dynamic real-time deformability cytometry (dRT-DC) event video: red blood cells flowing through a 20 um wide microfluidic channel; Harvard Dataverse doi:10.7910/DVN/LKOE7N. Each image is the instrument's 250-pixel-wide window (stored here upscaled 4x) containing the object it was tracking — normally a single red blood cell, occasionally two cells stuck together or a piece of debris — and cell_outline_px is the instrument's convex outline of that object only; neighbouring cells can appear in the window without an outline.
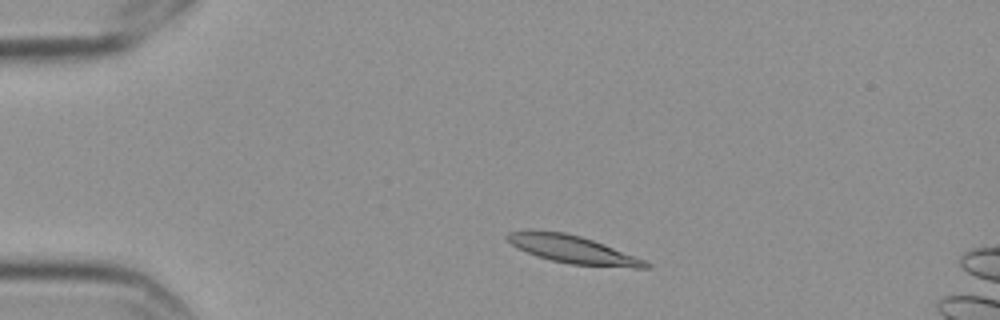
{"species": "Egyptian fruit bat (a non-hibernating species)", "species_latin": "Rousettus aegyptiacus", "temperature_condition": "cold", "stored_images_in_passage": 4, "camera_frame_rate_fps": 3000, "um_per_image_px": 0.085, "frame": {"image": 1, "passage_image": 2, "time_ms": 0.333, "image_size_px": [1000, 320], "cell_outline_px": [[652, 268], [636, 268], [568, 264], [536, 256], [516, 248], [504, 236], [508, 232], [564, 232], [580, 236], [604, 244], [644, 260], [652, 264]], "centroid_in_image_um": [48.73, 21.24], "position_along_channel_um": 36.3, "area_um2": 21.91}}